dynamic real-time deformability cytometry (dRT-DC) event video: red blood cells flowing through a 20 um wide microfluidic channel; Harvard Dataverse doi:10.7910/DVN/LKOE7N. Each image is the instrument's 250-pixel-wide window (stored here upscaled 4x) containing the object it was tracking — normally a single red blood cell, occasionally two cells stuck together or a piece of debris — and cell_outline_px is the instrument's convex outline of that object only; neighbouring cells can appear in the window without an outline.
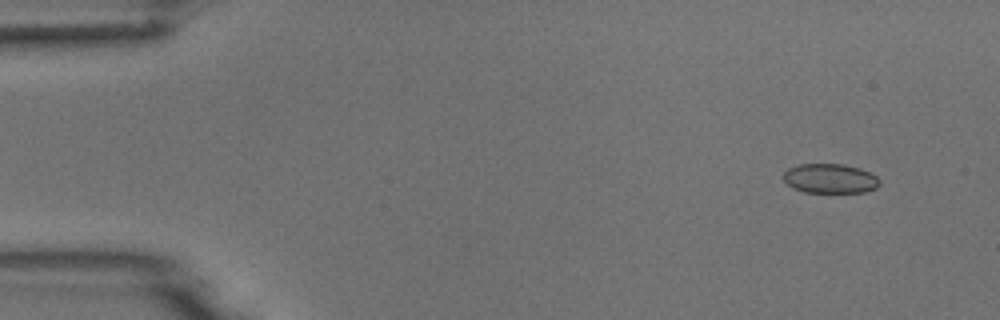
{"species": "common noctule bat (a hibernating species)", "species_latin": "Nyctalus noctula", "temperature_condition": "room temperature", "stored_images_in_passage": 5, "camera_frame_rate_fps": 3000, "um_per_image_px": 0.085, "animal": {"sex": "male", "body_mass_g": 18.8}, "frame": {"image": 1, "passage_image": 2, "time_ms": 0.333, "image_size_px": [1000, 320], "cell_outline_px": [[880, 184], [876, 188], [864, 192], [804, 192], [792, 188], [784, 180], [784, 172], [788, 168], [800, 164], [844, 164], [860, 168], [876, 176], [880, 180]], "centroid_in_image_um": [70.56, 15.17], "position_along_channel_um": 14.4, "area_um2": 16.53}}
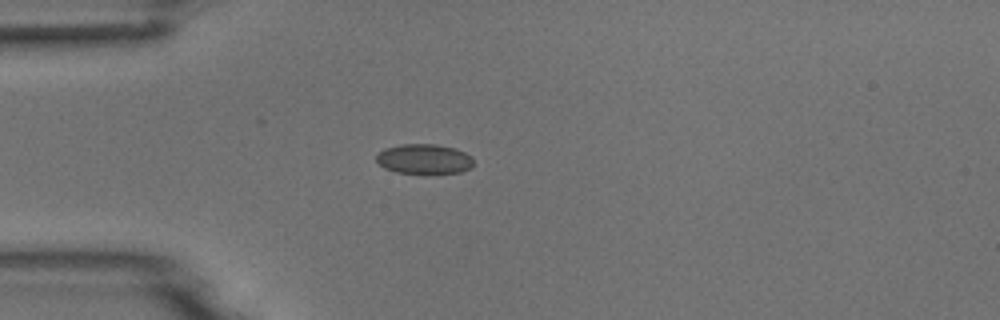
{"frame": {"image": 2, "passage_image": 5, "time_ms": 1.333, "image_size_px": [1000, 320], "cell_outline_px": [[472, 168], [460, 172], [428, 176], [424, 176], [396, 172], [384, 168], [376, 160], [376, 156], [384, 148], [400, 144], [436, 144], [456, 148], [472, 156]], "centroid_in_image_um": [36.07, 13.56], "position_along_channel_um": 48.9, "area_um2": 17.69}}